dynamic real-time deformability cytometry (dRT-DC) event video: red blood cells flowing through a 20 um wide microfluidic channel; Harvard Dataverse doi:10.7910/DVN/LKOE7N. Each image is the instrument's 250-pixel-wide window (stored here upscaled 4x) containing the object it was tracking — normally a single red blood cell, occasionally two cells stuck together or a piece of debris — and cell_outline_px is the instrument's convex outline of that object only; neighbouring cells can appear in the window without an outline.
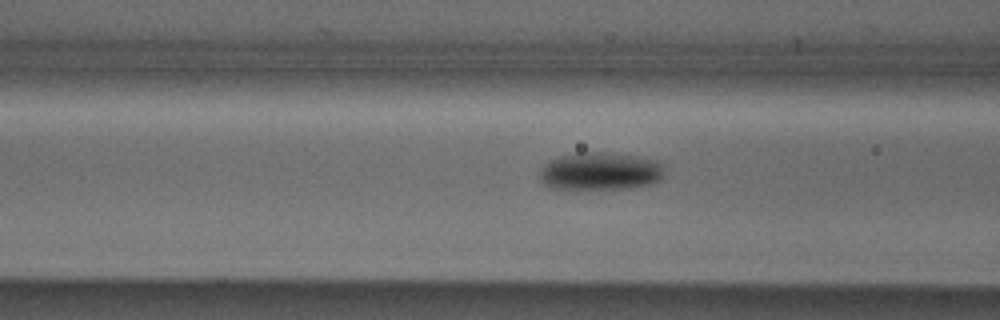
{"species": "Egyptian fruit bat (a non-hibernating species)", "species_latin": "Rousettus aegyptiacus", "temperature_condition": "cold", "stored_images_in_passage": 8, "camera_frame_rate_fps": 3000, "um_per_image_px": 0.085, "animal": {"sex": "male"}, "frame": {"image": 1, "passage_image": 6, "time_ms": 1.667, "image_size_px": [1000, 320], "cell_outline_px": [[664, 176], [660, 180], [652, 184], [628, 188], [552, 188], [544, 184], [540, 180], [540, 168], [548, 160], [560, 156], [580, 152], [604, 152], [636, 156], [656, 160], [664, 164]], "centroid_in_image_um": [51.04, 14.54], "position_along_channel_um": 115.6, "area_um2": 27.57}}